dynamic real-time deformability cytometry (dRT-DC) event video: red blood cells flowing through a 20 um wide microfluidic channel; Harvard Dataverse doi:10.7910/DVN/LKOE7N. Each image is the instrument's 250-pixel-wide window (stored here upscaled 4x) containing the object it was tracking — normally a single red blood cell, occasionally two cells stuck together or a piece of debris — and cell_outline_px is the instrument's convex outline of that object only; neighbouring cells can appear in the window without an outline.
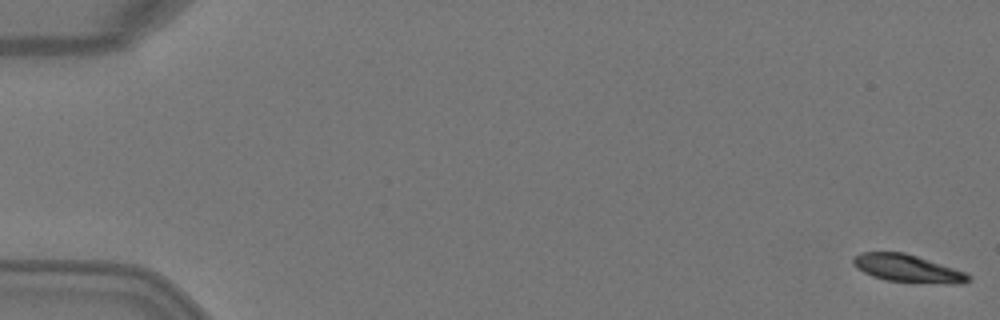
{"species": "Egyptian fruit bat (a non-hibernating species)", "species_latin": "Rousettus aegyptiacus", "temperature_condition": "warm", "stored_images_in_passage": 6, "segment_of_instrument_passage": [1, 2], "camera_frame_rate_fps": 3000, "um_per_image_px": 0.085, "animal": {"sex": "female"}, "frame": {"image": 1, "passage_image": 1, "time_ms": 0.0, "image_size_px": [1000, 320], "cell_outline_px": [[972, 280], [964, 284], [952, 284], [884, 280], [872, 276], [856, 268], [852, 264], [852, 256], [860, 252], [904, 252], [968, 272], [972, 276]], "centroid_in_image_um": [77.18, 22.82], "position_along_channel_um": 7.8, "area_um2": 18.84}}
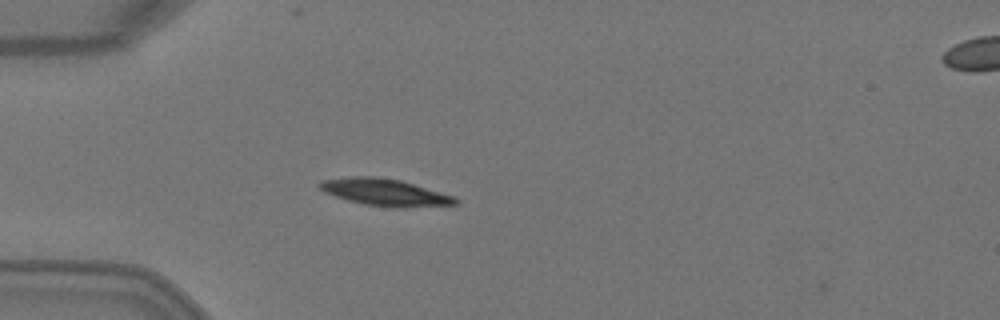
{"frame": {"image": 2, "passage_image": 5, "time_ms": 1.333, "image_size_px": [1000, 320], "cell_outline_px": [[460, 204], [404, 208], [388, 208], [364, 204], [348, 200], [324, 192], [316, 184], [320, 180], [348, 176], [372, 176], [400, 180], [456, 196], [460, 200]], "centroid_in_image_um": [32.75, 16.35], "position_along_channel_um": 52.3, "area_um2": 21.73}}